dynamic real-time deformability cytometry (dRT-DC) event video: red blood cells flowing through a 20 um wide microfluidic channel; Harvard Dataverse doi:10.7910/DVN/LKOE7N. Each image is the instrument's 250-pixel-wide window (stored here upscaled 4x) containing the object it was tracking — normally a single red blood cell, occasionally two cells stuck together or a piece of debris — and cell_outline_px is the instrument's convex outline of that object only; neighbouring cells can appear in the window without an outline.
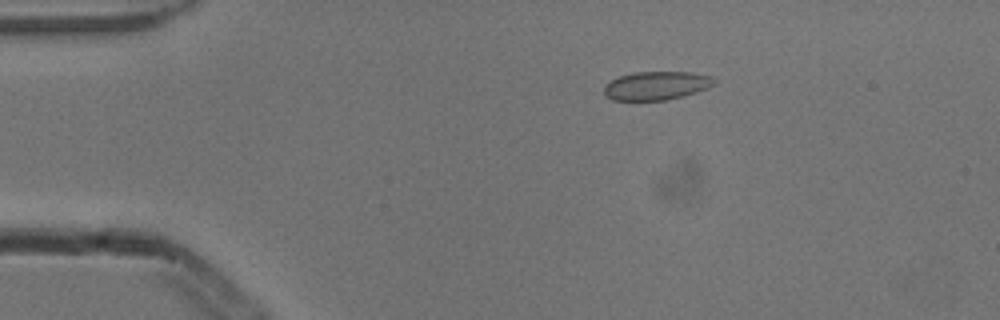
{"species": "common noctule bat (a hibernating species)", "species_latin": "Nyctalus noctula", "temperature_condition": "cold", "stored_images_in_passage": 4, "camera_frame_rate_fps": 3000, "um_per_image_px": 0.085, "animal": {"sex": "male", "body_mass_g": 13.3}, "frame": {"image": 1, "passage_image": 1, "time_ms": 0.0, "image_size_px": [1000, 320], "cell_outline_px": [[716, 80], [708, 88], [696, 92], [664, 100], [612, 100], [604, 96], [604, 84], [620, 76], [632, 72], [692, 72], [712, 76]], "centroid_in_image_um": [55.76, 7.27], "position_along_channel_um": 29.2, "area_um2": 18.26}}
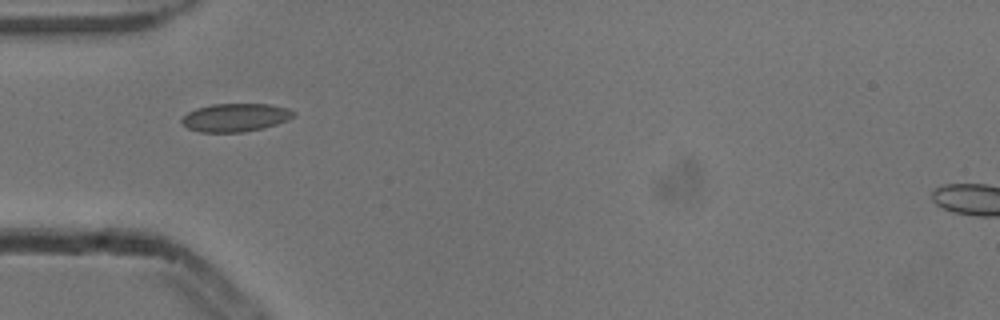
{"frame": {"image": 2, "passage_image": 3, "time_ms": 0.667, "image_size_px": [1000, 320], "cell_outline_px": [[296, 116], [288, 120], [264, 128], [244, 132], [200, 132], [188, 128], [180, 120], [188, 112], [196, 108], [212, 104], [268, 104], [288, 108], [296, 112]], "centroid_in_image_um": [20.04, 9.98], "position_along_channel_um": 65.0, "area_um2": 18.44}}
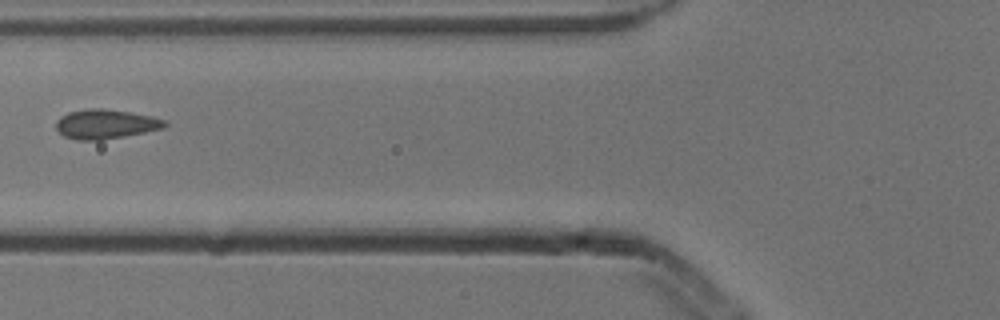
{"frame": {"image": 3, "passage_image": 4, "time_ms": 1.0, "image_size_px": [1000, 320], "cell_outline_px": [[168, 124], [164, 128], [124, 136], [100, 140], [76, 140], [64, 136], [56, 128], [56, 120], [60, 116], [68, 112], [88, 108], [100, 108], [128, 112], [152, 116], [168, 120]], "centroid_in_image_um": [8.98, 10.54], "position_along_channel_um": 116.8, "area_um2": 18.67}}